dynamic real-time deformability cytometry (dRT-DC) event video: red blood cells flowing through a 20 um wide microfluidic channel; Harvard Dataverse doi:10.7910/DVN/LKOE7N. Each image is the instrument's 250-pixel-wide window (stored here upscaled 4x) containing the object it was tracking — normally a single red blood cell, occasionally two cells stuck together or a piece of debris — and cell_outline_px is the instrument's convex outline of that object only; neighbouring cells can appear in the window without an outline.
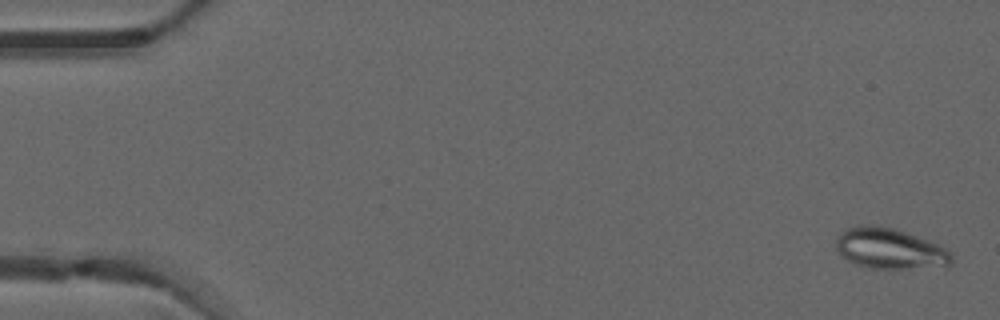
{"species": "common noctule bat (a hibernating species)", "species_latin": "Nyctalus noctula", "temperature_condition": "warm", "stored_images_in_passage": 4, "camera_frame_rate_fps": 3000, "um_per_image_px": 0.085, "animal": {"sex": "male", "forearm_length_mm": 52.5}, "frame": {"image": 1, "passage_image": 1, "time_ms": 0.0, "image_size_px": [1000, 320], "cell_outline_px": [[952, 264], [908, 268], [868, 268], [856, 264], [848, 260], [836, 252], [836, 240], [840, 232], [856, 224], [872, 224], [896, 228], [928, 240], [948, 248], [952, 256]], "centroid_in_image_um": [75.58, 21.1], "position_along_channel_um": 9.4, "area_um2": 27.51}}